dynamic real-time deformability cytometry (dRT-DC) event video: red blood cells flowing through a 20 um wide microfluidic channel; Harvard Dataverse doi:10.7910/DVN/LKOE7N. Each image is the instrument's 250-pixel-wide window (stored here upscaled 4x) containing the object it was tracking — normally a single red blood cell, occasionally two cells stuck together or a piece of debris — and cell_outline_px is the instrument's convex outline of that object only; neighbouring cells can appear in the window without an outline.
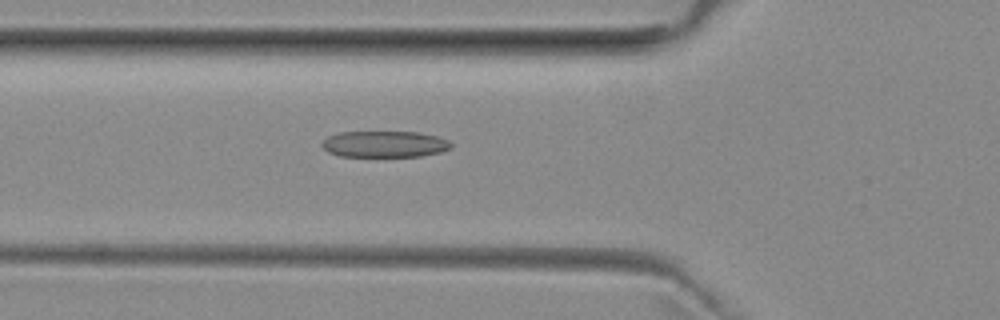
{"species": "common noctule bat (a hibernating species)", "species_latin": "Nyctalus noctula", "temperature_condition": "room temperature", "stored_images_in_passage": 51, "camera_frame_rate_fps": 3000, "um_per_image_px": 0.085, "animal": {"sex": "female", "body_mass_g": 29.2, "forearm_length_mm": 56.3}, "frame": {"image": 1, "passage_image": 18, "time_ms": 5.667, "image_size_px": [1000, 320], "cell_outline_px": [[452, 148], [440, 152], [420, 156], [340, 156], [328, 152], [320, 144], [328, 136], [340, 132], [420, 132], [436, 136], [448, 140], [452, 144]], "centroid_in_image_um": [32.69, 12.25], "position_along_channel_um": 93.1, "area_um2": 19.77}}
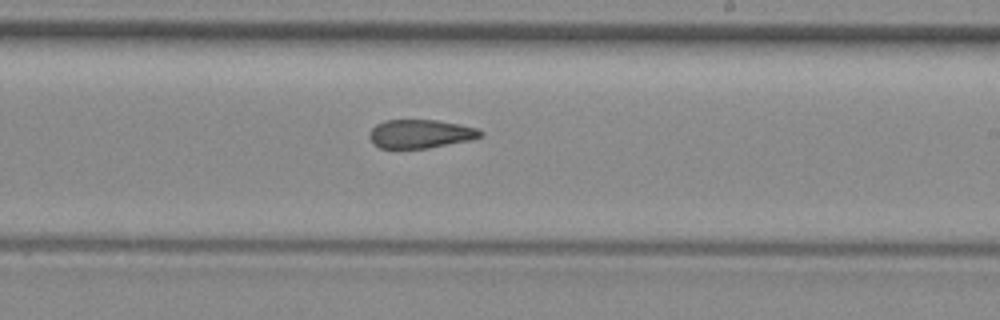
{"frame": {"image": 2, "passage_image": 30, "time_ms": 9.667, "image_size_px": [1000, 320], "cell_outline_px": [[484, 136], [472, 140], [428, 148], [380, 148], [372, 144], [368, 136], [368, 132], [376, 124], [384, 120], [436, 120], [460, 124], [480, 128], [484, 132]], "centroid_in_image_um": [35.76, 11.37], "position_along_channel_um": 253.2, "area_um2": 18.9}}
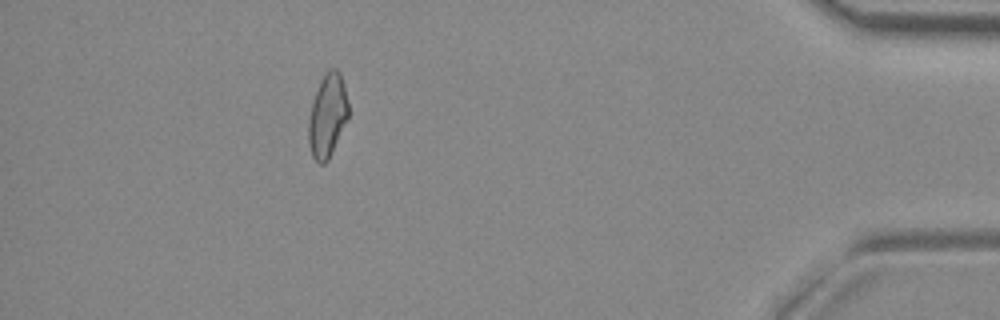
{"frame": {"image": 3, "passage_image": 46, "time_ms": 15.0, "image_size_px": [1000, 320], "cell_outline_px": [[348, 116], [332, 152], [328, 160], [324, 164], [320, 164], [312, 156], [308, 140], [308, 120], [312, 104], [320, 80], [328, 68], [336, 68], [340, 72], [344, 84], [348, 104]], "centroid_in_image_um": [27.83, 9.81], "position_along_channel_um": 407.4, "area_um2": 19.19}, "authors_computed_cell_mechanics": {"area_um2": 19.941, "velocity_mm_per_s": 3.9884, "shape_relaxation_time_tau1_ms": null, "shape_relaxation_time_tau2_ms": 3.0593, "deformation_change_tau1": null, "deformation_change_tau2": 0.1203}}